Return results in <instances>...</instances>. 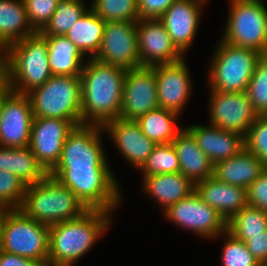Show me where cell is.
I'll list each match as a JSON object with an SVG mask.
<instances>
[{
	"instance_id": "d4e9b609",
	"label": "cell",
	"mask_w": 267,
	"mask_h": 266,
	"mask_svg": "<svg viewBox=\"0 0 267 266\" xmlns=\"http://www.w3.org/2000/svg\"><path fill=\"white\" fill-rule=\"evenodd\" d=\"M143 190L165 211L195 191V184L181 172L142 176Z\"/></svg>"
},
{
	"instance_id": "e0dca14e",
	"label": "cell",
	"mask_w": 267,
	"mask_h": 266,
	"mask_svg": "<svg viewBox=\"0 0 267 266\" xmlns=\"http://www.w3.org/2000/svg\"><path fill=\"white\" fill-rule=\"evenodd\" d=\"M136 31L141 66L170 64L184 58L159 19L138 20Z\"/></svg>"
},
{
	"instance_id": "74e56055",
	"label": "cell",
	"mask_w": 267,
	"mask_h": 266,
	"mask_svg": "<svg viewBox=\"0 0 267 266\" xmlns=\"http://www.w3.org/2000/svg\"><path fill=\"white\" fill-rule=\"evenodd\" d=\"M25 190L26 185L16 175L0 170V203L19 209Z\"/></svg>"
},
{
	"instance_id": "4dcf8cb0",
	"label": "cell",
	"mask_w": 267,
	"mask_h": 266,
	"mask_svg": "<svg viewBox=\"0 0 267 266\" xmlns=\"http://www.w3.org/2000/svg\"><path fill=\"white\" fill-rule=\"evenodd\" d=\"M267 230V212L246 205L227 222V231L246 242Z\"/></svg>"
},
{
	"instance_id": "7c38bea8",
	"label": "cell",
	"mask_w": 267,
	"mask_h": 266,
	"mask_svg": "<svg viewBox=\"0 0 267 266\" xmlns=\"http://www.w3.org/2000/svg\"><path fill=\"white\" fill-rule=\"evenodd\" d=\"M33 118L29 96L8 89L0 99V147H28Z\"/></svg>"
},
{
	"instance_id": "4fadbf2b",
	"label": "cell",
	"mask_w": 267,
	"mask_h": 266,
	"mask_svg": "<svg viewBox=\"0 0 267 266\" xmlns=\"http://www.w3.org/2000/svg\"><path fill=\"white\" fill-rule=\"evenodd\" d=\"M136 27L137 22L106 21L101 46L94 58L126 70L141 67Z\"/></svg>"
},
{
	"instance_id": "bcb514c9",
	"label": "cell",
	"mask_w": 267,
	"mask_h": 266,
	"mask_svg": "<svg viewBox=\"0 0 267 266\" xmlns=\"http://www.w3.org/2000/svg\"><path fill=\"white\" fill-rule=\"evenodd\" d=\"M40 266H73L72 264H64V263H54L51 261H45L40 264Z\"/></svg>"
},
{
	"instance_id": "ffe728a7",
	"label": "cell",
	"mask_w": 267,
	"mask_h": 266,
	"mask_svg": "<svg viewBox=\"0 0 267 266\" xmlns=\"http://www.w3.org/2000/svg\"><path fill=\"white\" fill-rule=\"evenodd\" d=\"M103 129L108 132L122 157L138 170L157 145L143 134L135 120L117 118L107 122Z\"/></svg>"
},
{
	"instance_id": "44dd1931",
	"label": "cell",
	"mask_w": 267,
	"mask_h": 266,
	"mask_svg": "<svg viewBox=\"0 0 267 266\" xmlns=\"http://www.w3.org/2000/svg\"><path fill=\"white\" fill-rule=\"evenodd\" d=\"M195 138L198 147L208 156L211 163L226 160L244 149V137L212 125L185 127Z\"/></svg>"
},
{
	"instance_id": "9a60e30c",
	"label": "cell",
	"mask_w": 267,
	"mask_h": 266,
	"mask_svg": "<svg viewBox=\"0 0 267 266\" xmlns=\"http://www.w3.org/2000/svg\"><path fill=\"white\" fill-rule=\"evenodd\" d=\"M159 108L154 66H141L126 71L119 118L137 120Z\"/></svg>"
},
{
	"instance_id": "277c9868",
	"label": "cell",
	"mask_w": 267,
	"mask_h": 266,
	"mask_svg": "<svg viewBox=\"0 0 267 266\" xmlns=\"http://www.w3.org/2000/svg\"><path fill=\"white\" fill-rule=\"evenodd\" d=\"M19 209L47 226L78 218L88 210L68 187L49 174L42 181L26 186Z\"/></svg>"
},
{
	"instance_id": "7bdbcfd3",
	"label": "cell",
	"mask_w": 267,
	"mask_h": 266,
	"mask_svg": "<svg viewBox=\"0 0 267 266\" xmlns=\"http://www.w3.org/2000/svg\"><path fill=\"white\" fill-rule=\"evenodd\" d=\"M40 262L0 250V266H40Z\"/></svg>"
},
{
	"instance_id": "3957f363",
	"label": "cell",
	"mask_w": 267,
	"mask_h": 266,
	"mask_svg": "<svg viewBox=\"0 0 267 266\" xmlns=\"http://www.w3.org/2000/svg\"><path fill=\"white\" fill-rule=\"evenodd\" d=\"M0 59L9 90L19 94L27 95L53 76L49 68L48 44L39 32L8 45L0 53Z\"/></svg>"
},
{
	"instance_id": "ba28073f",
	"label": "cell",
	"mask_w": 267,
	"mask_h": 266,
	"mask_svg": "<svg viewBox=\"0 0 267 266\" xmlns=\"http://www.w3.org/2000/svg\"><path fill=\"white\" fill-rule=\"evenodd\" d=\"M262 2L230 0L225 34L221 40L267 55V7Z\"/></svg>"
},
{
	"instance_id": "60d3db41",
	"label": "cell",
	"mask_w": 267,
	"mask_h": 266,
	"mask_svg": "<svg viewBox=\"0 0 267 266\" xmlns=\"http://www.w3.org/2000/svg\"><path fill=\"white\" fill-rule=\"evenodd\" d=\"M178 0H137L140 19H159Z\"/></svg>"
},
{
	"instance_id": "6da1fadb",
	"label": "cell",
	"mask_w": 267,
	"mask_h": 266,
	"mask_svg": "<svg viewBox=\"0 0 267 266\" xmlns=\"http://www.w3.org/2000/svg\"><path fill=\"white\" fill-rule=\"evenodd\" d=\"M126 69L89 58L81 79V122L104 126L119 118Z\"/></svg>"
},
{
	"instance_id": "7402d4cb",
	"label": "cell",
	"mask_w": 267,
	"mask_h": 266,
	"mask_svg": "<svg viewBox=\"0 0 267 266\" xmlns=\"http://www.w3.org/2000/svg\"><path fill=\"white\" fill-rule=\"evenodd\" d=\"M195 191L226 222L247 205L245 188L220 182L215 177L197 182Z\"/></svg>"
},
{
	"instance_id": "2e32d148",
	"label": "cell",
	"mask_w": 267,
	"mask_h": 266,
	"mask_svg": "<svg viewBox=\"0 0 267 266\" xmlns=\"http://www.w3.org/2000/svg\"><path fill=\"white\" fill-rule=\"evenodd\" d=\"M77 126L60 118H33L29 148L49 173L59 162L68 134Z\"/></svg>"
},
{
	"instance_id": "ac0fdd59",
	"label": "cell",
	"mask_w": 267,
	"mask_h": 266,
	"mask_svg": "<svg viewBox=\"0 0 267 266\" xmlns=\"http://www.w3.org/2000/svg\"><path fill=\"white\" fill-rule=\"evenodd\" d=\"M187 66L185 58L175 63L154 66L160 108L181 115L193 88Z\"/></svg>"
},
{
	"instance_id": "603a6c76",
	"label": "cell",
	"mask_w": 267,
	"mask_h": 266,
	"mask_svg": "<svg viewBox=\"0 0 267 266\" xmlns=\"http://www.w3.org/2000/svg\"><path fill=\"white\" fill-rule=\"evenodd\" d=\"M267 168L245 148L237 155L214 165L213 177L218 181L247 189Z\"/></svg>"
},
{
	"instance_id": "7dc6e473",
	"label": "cell",
	"mask_w": 267,
	"mask_h": 266,
	"mask_svg": "<svg viewBox=\"0 0 267 266\" xmlns=\"http://www.w3.org/2000/svg\"><path fill=\"white\" fill-rule=\"evenodd\" d=\"M258 266H267V262H265V263H259Z\"/></svg>"
},
{
	"instance_id": "83f0119b",
	"label": "cell",
	"mask_w": 267,
	"mask_h": 266,
	"mask_svg": "<svg viewBox=\"0 0 267 266\" xmlns=\"http://www.w3.org/2000/svg\"><path fill=\"white\" fill-rule=\"evenodd\" d=\"M0 170L16 175L26 186L42 181L49 173L31 149L0 147Z\"/></svg>"
},
{
	"instance_id": "f35d334b",
	"label": "cell",
	"mask_w": 267,
	"mask_h": 266,
	"mask_svg": "<svg viewBox=\"0 0 267 266\" xmlns=\"http://www.w3.org/2000/svg\"><path fill=\"white\" fill-rule=\"evenodd\" d=\"M28 20L36 32H40L49 22L59 0H23Z\"/></svg>"
},
{
	"instance_id": "f6af8a7d",
	"label": "cell",
	"mask_w": 267,
	"mask_h": 266,
	"mask_svg": "<svg viewBox=\"0 0 267 266\" xmlns=\"http://www.w3.org/2000/svg\"><path fill=\"white\" fill-rule=\"evenodd\" d=\"M8 82L2 61L0 59V99L8 90Z\"/></svg>"
},
{
	"instance_id": "8fae6325",
	"label": "cell",
	"mask_w": 267,
	"mask_h": 266,
	"mask_svg": "<svg viewBox=\"0 0 267 266\" xmlns=\"http://www.w3.org/2000/svg\"><path fill=\"white\" fill-rule=\"evenodd\" d=\"M163 212L175 225L202 238H217L227 230V222L216 209L204 202L196 191Z\"/></svg>"
},
{
	"instance_id": "9c48e42d",
	"label": "cell",
	"mask_w": 267,
	"mask_h": 266,
	"mask_svg": "<svg viewBox=\"0 0 267 266\" xmlns=\"http://www.w3.org/2000/svg\"><path fill=\"white\" fill-rule=\"evenodd\" d=\"M0 250L40 263L48 261L49 226L13 209L4 225Z\"/></svg>"
},
{
	"instance_id": "f1b7e54d",
	"label": "cell",
	"mask_w": 267,
	"mask_h": 266,
	"mask_svg": "<svg viewBox=\"0 0 267 266\" xmlns=\"http://www.w3.org/2000/svg\"><path fill=\"white\" fill-rule=\"evenodd\" d=\"M106 22L90 8L65 35L84 55L94 58L98 53Z\"/></svg>"
},
{
	"instance_id": "8992f818",
	"label": "cell",
	"mask_w": 267,
	"mask_h": 266,
	"mask_svg": "<svg viewBox=\"0 0 267 266\" xmlns=\"http://www.w3.org/2000/svg\"><path fill=\"white\" fill-rule=\"evenodd\" d=\"M209 66L208 83L213 91L246 92L263 54L220 40Z\"/></svg>"
},
{
	"instance_id": "8d00e7d4",
	"label": "cell",
	"mask_w": 267,
	"mask_h": 266,
	"mask_svg": "<svg viewBox=\"0 0 267 266\" xmlns=\"http://www.w3.org/2000/svg\"><path fill=\"white\" fill-rule=\"evenodd\" d=\"M244 148L267 168V115H258L244 137Z\"/></svg>"
},
{
	"instance_id": "7a4b0ae2",
	"label": "cell",
	"mask_w": 267,
	"mask_h": 266,
	"mask_svg": "<svg viewBox=\"0 0 267 266\" xmlns=\"http://www.w3.org/2000/svg\"><path fill=\"white\" fill-rule=\"evenodd\" d=\"M110 212L88 209L80 217L49 226L48 261L76 264L107 232Z\"/></svg>"
},
{
	"instance_id": "e575fe53",
	"label": "cell",
	"mask_w": 267,
	"mask_h": 266,
	"mask_svg": "<svg viewBox=\"0 0 267 266\" xmlns=\"http://www.w3.org/2000/svg\"><path fill=\"white\" fill-rule=\"evenodd\" d=\"M252 107L258 115H267V55H263L246 90Z\"/></svg>"
},
{
	"instance_id": "836d02e7",
	"label": "cell",
	"mask_w": 267,
	"mask_h": 266,
	"mask_svg": "<svg viewBox=\"0 0 267 266\" xmlns=\"http://www.w3.org/2000/svg\"><path fill=\"white\" fill-rule=\"evenodd\" d=\"M90 5V9L105 22L139 20L137 0H93Z\"/></svg>"
},
{
	"instance_id": "cb8c5ba5",
	"label": "cell",
	"mask_w": 267,
	"mask_h": 266,
	"mask_svg": "<svg viewBox=\"0 0 267 266\" xmlns=\"http://www.w3.org/2000/svg\"><path fill=\"white\" fill-rule=\"evenodd\" d=\"M176 149L180 172L194 184L213 177L214 165L208 156L198 147L193 135L185 128L172 141Z\"/></svg>"
},
{
	"instance_id": "f546056e",
	"label": "cell",
	"mask_w": 267,
	"mask_h": 266,
	"mask_svg": "<svg viewBox=\"0 0 267 266\" xmlns=\"http://www.w3.org/2000/svg\"><path fill=\"white\" fill-rule=\"evenodd\" d=\"M179 117L178 113L159 107L142 115L136 122L147 138L156 144H168L183 129L176 126Z\"/></svg>"
},
{
	"instance_id": "1f68e13d",
	"label": "cell",
	"mask_w": 267,
	"mask_h": 266,
	"mask_svg": "<svg viewBox=\"0 0 267 266\" xmlns=\"http://www.w3.org/2000/svg\"><path fill=\"white\" fill-rule=\"evenodd\" d=\"M89 8L84 1L59 0L56 11L39 33L42 36L66 35Z\"/></svg>"
},
{
	"instance_id": "ee69618b",
	"label": "cell",
	"mask_w": 267,
	"mask_h": 266,
	"mask_svg": "<svg viewBox=\"0 0 267 266\" xmlns=\"http://www.w3.org/2000/svg\"><path fill=\"white\" fill-rule=\"evenodd\" d=\"M12 210L13 208H11L9 205L0 203V242L6 219Z\"/></svg>"
},
{
	"instance_id": "d6986e66",
	"label": "cell",
	"mask_w": 267,
	"mask_h": 266,
	"mask_svg": "<svg viewBox=\"0 0 267 266\" xmlns=\"http://www.w3.org/2000/svg\"><path fill=\"white\" fill-rule=\"evenodd\" d=\"M209 0H178L159 18L173 44L184 55L193 43L201 11Z\"/></svg>"
},
{
	"instance_id": "b9f144b4",
	"label": "cell",
	"mask_w": 267,
	"mask_h": 266,
	"mask_svg": "<svg viewBox=\"0 0 267 266\" xmlns=\"http://www.w3.org/2000/svg\"><path fill=\"white\" fill-rule=\"evenodd\" d=\"M245 243L248 251L259 263L267 262V230L262 234L252 236V238Z\"/></svg>"
},
{
	"instance_id": "d6a6232c",
	"label": "cell",
	"mask_w": 267,
	"mask_h": 266,
	"mask_svg": "<svg viewBox=\"0 0 267 266\" xmlns=\"http://www.w3.org/2000/svg\"><path fill=\"white\" fill-rule=\"evenodd\" d=\"M139 170L142 176L180 172V163L173 144H157Z\"/></svg>"
},
{
	"instance_id": "d590c367",
	"label": "cell",
	"mask_w": 267,
	"mask_h": 266,
	"mask_svg": "<svg viewBox=\"0 0 267 266\" xmlns=\"http://www.w3.org/2000/svg\"><path fill=\"white\" fill-rule=\"evenodd\" d=\"M225 236L222 248V266H258L259 262L248 251L246 243L234 237L227 230L222 234ZM227 240V241H226Z\"/></svg>"
},
{
	"instance_id": "5bb4252c",
	"label": "cell",
	"mask_w": 267,
	"mask_h": 266,
	"mask_svg": "<svg viewBox=\"0 0 267 266\" xmlns=\"http://www.w3.org/2000/svg\"><path fill=\"white\" fill-rule=\"evenodd\" d=\"M209 125L245 137L258 114L246 92L229 93L209 90Z\"/></svg>"
},
{
	"instance_id": "52a82bcc",
	"label": "cell",
	"mask_w": 267,
	"mask_h": 266,
	"mask_svg": "<svg viewBox=\"0 0 267 266\" xmlns=\"http://www.w3.org/2000/svg\"><path fill=\"white\" fill-rule=\"evenodd\" d=\"M27 95L34 118H60L82 125L80 77L53 75Z\"/></svg>"
},
{
	"instance_id": "484cf974",
	"label": "cell",
	"mask_w": 267,
	"mask_h": 266,
	"mask_svg": "<svg viewBox=\"0 0 267 266\" xmlns=\"http://www.w3.org/2000/svg\"><path fill=\"white\" fill-rule=\"evenodd\" d=\"M43 37L48 44V61L52 75L80 77L86 63L80 50L65 35Z\"/></svg>"
},
{
	"instance_id": "30bf717a",
	"label": "cell",
	"mask_w": 267,
	"mask_h": 266,
	"mask_svg": "<svg viewBox=\"0 0 267 266\" xmlns=\"http://www.w3.org/2000/svg\"><path fill=\"white\" fill-rule=\"evenodd\" d=\"M99 125L82 124L68 134L59 162L53 169H111L102 144Z\"/></svg>"
},
{
	"instance_id": "4316f807",
	"label": "cell",
	"mask_w": 267,
	"mask_h": 266,
	"mask_svg": "<svg viewBox=\"0 0 267 266\" xmlns=\"http://www.w3.org/2000/svg\"><path fill=\"white\" fill-rule=\"evenodd\" d=\"M34 33L23 0H0V53Z\"/></svg>"
},
{
	"instance_id": "5b68a950",
	"label": "cell",
	"mask_w": 267,
	"mask_h": 266,
	"mask_svg": "<svg viewBox=\"0 0 267 266\" xmlns=\"http://www.w3.org/2000/svg\"><path fill=\"white\" fill-rule=\"evenodd\" d=\"M49 175L68 187L87 209L112 214L122 201L111 169H52Z\"/></svg>"
},
{
	"instance_id": "ab89813d",
	"label": "cell",
	"mask_w": 267,
	"mask_h": 266,
	"mask_svg": "<svg viewBox=\"0 0 267 266\" xmlns=\"http://www.w3.org/2000/svg\"><path fill=\"white\" fill-rule=\"evenodd\" d=\"M247 204L267 212V169L247 189Z\"/></svg>"
}]
</instances>
